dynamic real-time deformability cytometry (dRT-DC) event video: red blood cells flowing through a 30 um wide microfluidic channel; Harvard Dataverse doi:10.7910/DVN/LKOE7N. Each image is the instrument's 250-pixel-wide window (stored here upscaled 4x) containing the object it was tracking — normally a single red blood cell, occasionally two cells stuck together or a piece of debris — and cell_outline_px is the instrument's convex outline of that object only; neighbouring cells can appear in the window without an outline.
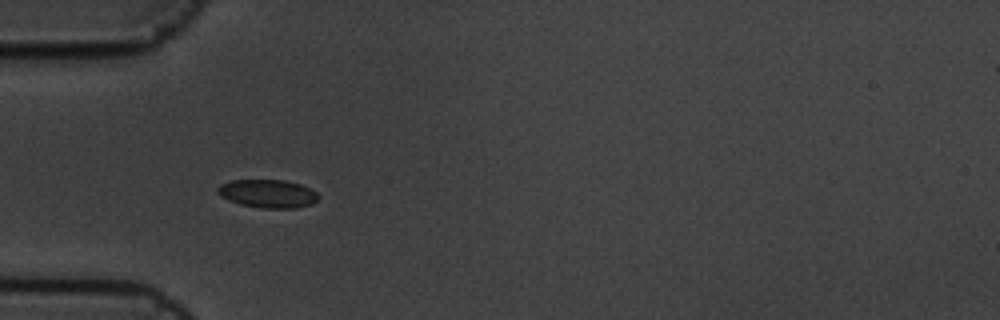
{"species": "common noctule bat (a hibernating species)", "species_latin": "Nyctalus noctula", "temperature_condition": "cold", "stored_images_in_passage": 2, "camera_frame_rate_fps": 3000, "um_per_image_px": 0.085, "animal": {"sex": "male", "body_mass_g": 19.5, "forearm_length_mm": 54.6}, "frame": {"image": 1, "passage_image": 1, "time_ms": 0.0, "image_size_px": [1000, 320], "cell_outline_px": [[320, 196], [312, 204], [296, 208], [260, 208], [240, 204], [228, 200], [220, 196], [216, 192], [216, 188], [220, 184], [232, 180], [284, 180], [300, 184], [316, 192]], "centroid_in_image_um": [22.73, 16.46], "position_along_channel_um": 62.3, "area_um2": 16.65}}
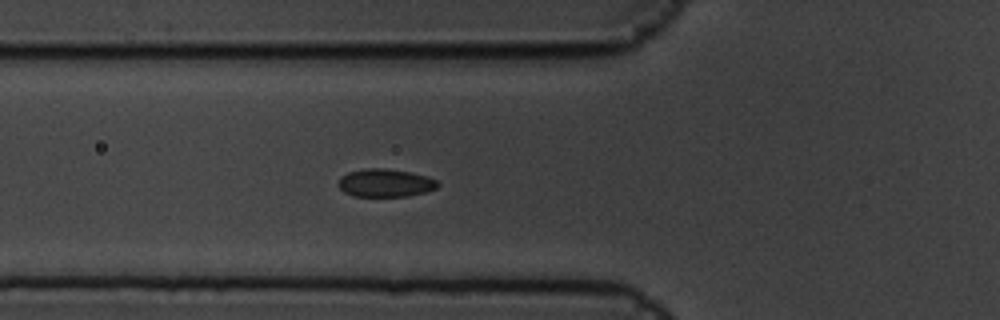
{"frame": {"image": 2, "passage_image": 2, "time_ms": 0.333, "image_size_px": [1000, 320], "cell_outline_px": [[440, 184], [436, 188], [424, 192], [408, 196], [352, 196], [344, 192], [336, 184], [340, 176], [348, 172], [364, 168], [384, 168], [412, 172], [428, 176], [436, 180]], "centroid_in_image_um": [32.72, 15.54], "position_along_channel_um": 93.1, "area_um2": 16.42}}